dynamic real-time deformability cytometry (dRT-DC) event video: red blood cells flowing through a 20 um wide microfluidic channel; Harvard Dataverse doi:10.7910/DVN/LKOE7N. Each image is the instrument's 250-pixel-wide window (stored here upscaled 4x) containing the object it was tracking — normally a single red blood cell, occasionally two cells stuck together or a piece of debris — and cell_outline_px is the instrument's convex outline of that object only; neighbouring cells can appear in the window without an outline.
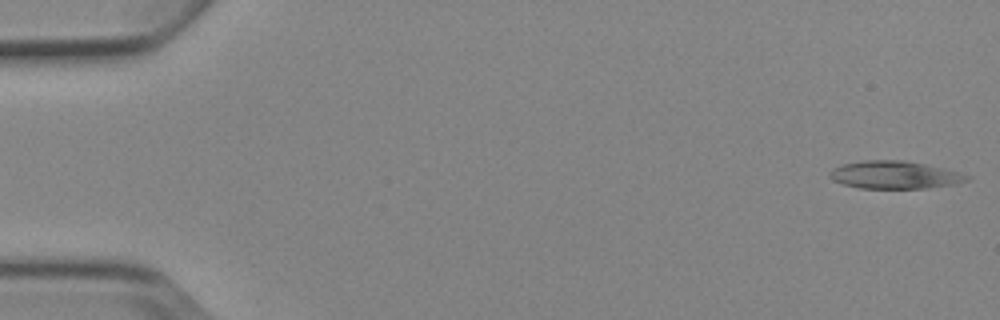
{"species": "Egyptian fruit bat (a non-hibernating species)", "species_latin": "Rousettus aegyptiacus", "temperature_condition": "cold", "stored_images_in_passage": 6, "camera_frame_rate_fps": 3000, "um_per_image_px": 0.085, "animal": {"sex": "female"}, "frame": {"image": 1, "passage_image": 1, "time_ms": 0.0, "image_size_px": [1000, 320], "cell_outline_px": [[972, 176], [968, 180], [956, 184], [928, 188], [860, 188], [844, 184], [832, 180], [828, 176], [828, 172], [832, 168], [840, 164], [864, 160], [904, 160], [944, 168], [960, 172]], "centroid_in_image_um": [76.03, 14.86], "position_along_channel_um": 9.0, "area_um2": 22.37}}
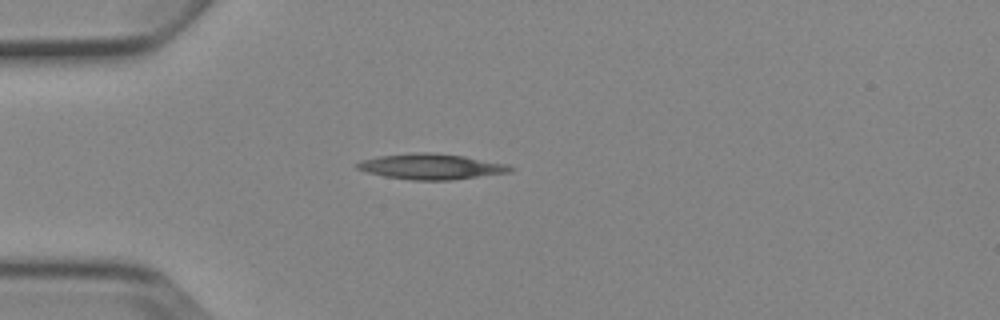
{"frame": {"image": 2, "passage_image": 4, "time_ms": 4.333, "image_size_px": [1000, 320], "cell_outline_px": [[516, 168], [512, 172], [452, 180], [412, 180], [384, 176], [368, 172], [356, 168], [356, 164], [360, 160], [380, 156], [416, 152], [432, 152], [464, 156], [508, 164]], "centroid_in_image_um": [36.7, 14.15], "position_along_channel_um": 48.3, "area_um2": 22.89}}
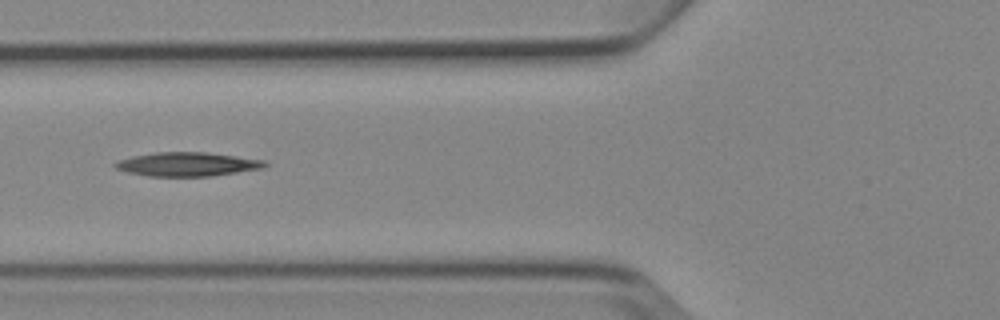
{"frame": {"image": 3, "passage_image": 6, "time_ms": 6.333, "image_size_px": [1000, 320], "cell_outline_px": [[268, 164], [264, 168], [212, 176], [148, 176], [128, 172], [116, 168], [112, 164], [120, 160], [132, 156], [156, 152], [208, 152], [264, 160]], "centroid_in_image_um": [15.94, 13.96], "position_along_channel_um": 109.9, "area_um2": 20.81}}